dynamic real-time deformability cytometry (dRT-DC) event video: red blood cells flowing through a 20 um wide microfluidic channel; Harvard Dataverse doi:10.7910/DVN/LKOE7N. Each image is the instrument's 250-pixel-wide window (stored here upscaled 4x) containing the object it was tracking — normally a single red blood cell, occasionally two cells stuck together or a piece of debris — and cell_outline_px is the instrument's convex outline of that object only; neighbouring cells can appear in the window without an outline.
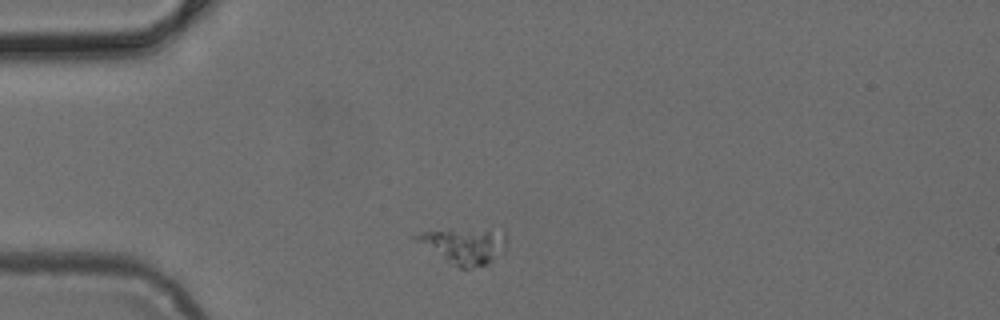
{"species": "common noctule bat (a hibernating species)", "species_latin": "Nyctalus noctula", "temperature_condition": "cold", "stored_images_in_passage": 4, "camera_frame_rate_fps": 3000, "um_per_image_px": 0.085, "animal": {"sex": "female", "body_mass_g": 24.6, "forearm_length_mm": 56.2}, "frame": {"image": 1, "passage_image": 1, "time_ms": 0.0, "image_size_px": [1000, 320], "cell_outline_px": [[508, 244], [504, 252], [488, 264], [468, 268], [460, 268], [408, 236], [420, 232], [488, 228], [504, 228], [508, 236]], "centroid_in_image_um": [39.59, 20.84], "position_along_channel_um": 45.4, "area_um2": 19.25}}
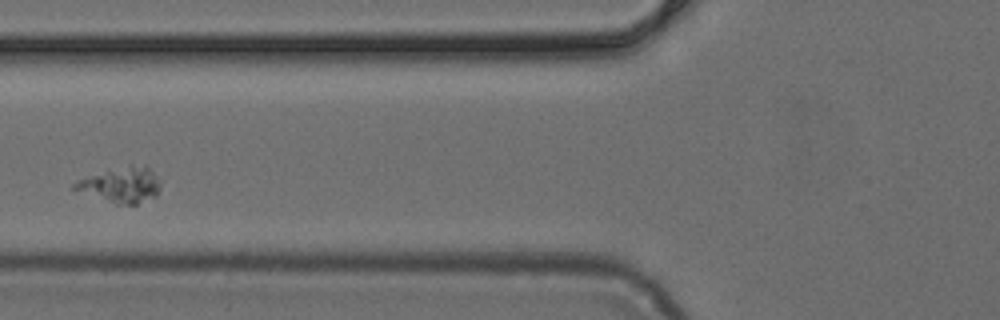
{"frame": {"image": 2, "passage_image": 3, "time_ms": 0.667, "image_size_px": [1000, 320], "cell_outline_px": [[160, 188], [156, 196], [136, 204], [116, 204], [72, 188], [72, 184], [76, 180], [128, 164], [148, 164], [160, 184]], "centroid_in_image_um": [10.32, 15.68], "position_along_channel_um": 115.5, "area_um2": 17.57}}
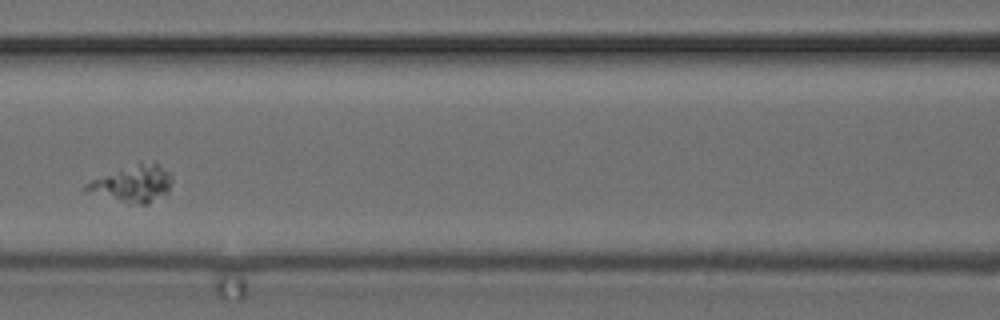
{"frame": {"image": 3, "passage_image": 4, "time_ms": 1.0, "image_size_px": [1000, 320], "cell_outline_px": [[172, 180], [168, 192], [148, 204], [128, 204], [84, 192], [84, 184], [92, 180], [140, 160], [156, 160], [172, 176]], "centroid_in_image_um": [11.28, 15.59], "position_along_channel_um": 155.3, "area_um2": 19.02}}